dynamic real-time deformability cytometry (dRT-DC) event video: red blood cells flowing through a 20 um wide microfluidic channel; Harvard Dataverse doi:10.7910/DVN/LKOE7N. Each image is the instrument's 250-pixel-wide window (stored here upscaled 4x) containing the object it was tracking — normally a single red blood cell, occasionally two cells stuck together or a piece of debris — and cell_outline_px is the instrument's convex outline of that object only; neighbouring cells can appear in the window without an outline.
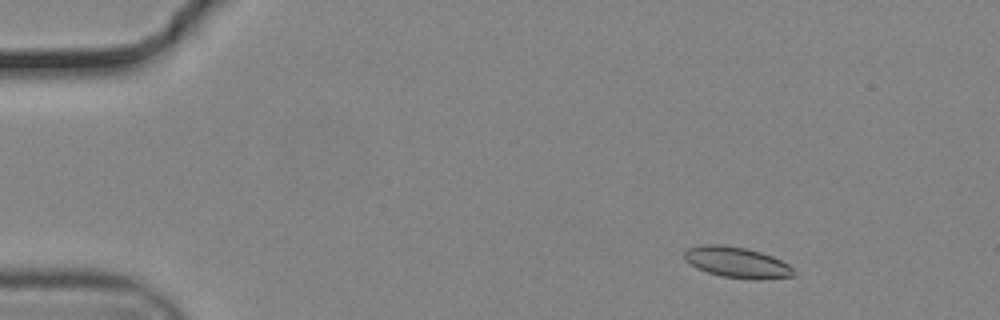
{"species": "common noctule bat (a hibernating species)", "species_latin": "Nyctalus noctula", "temperature_condition": "cold", "stored_images_in_passage": 55, "camera_frame_rate_fps": 3000, "um_per_image_px": 0.085, "animal": {"sex": "male", "body_mass_g": 19.2, "forearm_length_mm": 51.8}, "frame": {"image": 1, "passage_image": 7, "time_ms": 2.0, "image_size_px": [1000, 320], "cell_outline_px": [[796, 272], [792, 276], [752, 280], [724, 276], [708, 272], [696, 268], [684, 260], [684, 252], [688, 248], [700, 244], [720, 244], [744, 248], [760, 252], [772, 256], [788, 264]], "centroid_in_image_um": [62.6, 22.29], "position_along_channel_um": 22.4, "area_um2": 19.54}}
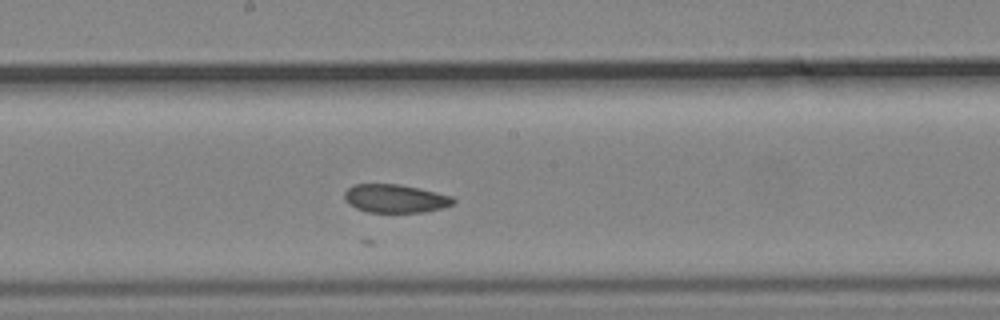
{"frame": {"image": 2, "passage_image": 30, "time_ms": 9.667, "image_size_px": [1000, 320], "cell_outline_px": [[456, 200], [452, 204], [444, 208], [424, 212], [368, 212], [356, 208], [348, 204], [344, 196], [344, 192], [352, 184], [400, 184], [436, 192], [452, 196]], "centroid_in_image_um": [33.59, 16.87], "position_along_channel_um": 214.6, "area_um2": 18.03}}
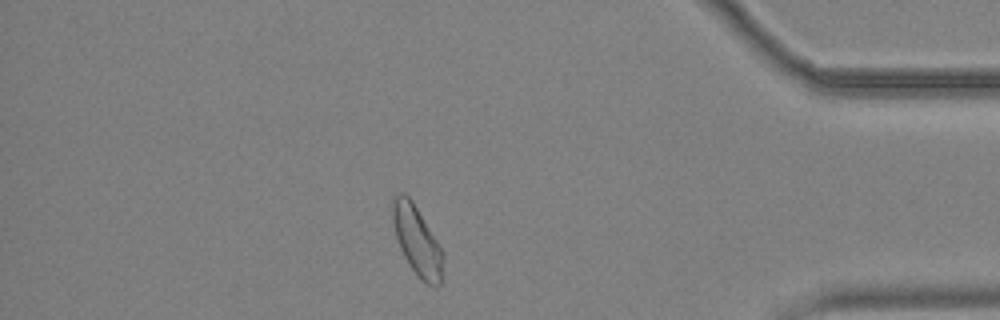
{"frame": {"image": 3, "passage_image": 48, "time_ms": 15.667, "image_size_px": [1000, 320], "cell_outline_px": [[444, 256], [440, 284], [436, 288], [428, 284], [412, 268], [404, 256], [400, 248], [396, 236], [392, 220], [392, 196], [400, 192], [404, 192], [412, 200], [436, 240]], "centroid_in_image_um": [35.42, 20.41], "position_along_channel_um": 399.8, "area_um2": 19.94}, "authors_computed_cell_mechanics": {"area_um2": 19.3052, "velocity_mm_per_s": 3.6897, "shape_relaxation_time_tau1_ms": null, "shape_relaxation_time_tau2_ms": 3.9731, "deformation_change_tau1": null, "deformation_change_tau2": 0.0922}}